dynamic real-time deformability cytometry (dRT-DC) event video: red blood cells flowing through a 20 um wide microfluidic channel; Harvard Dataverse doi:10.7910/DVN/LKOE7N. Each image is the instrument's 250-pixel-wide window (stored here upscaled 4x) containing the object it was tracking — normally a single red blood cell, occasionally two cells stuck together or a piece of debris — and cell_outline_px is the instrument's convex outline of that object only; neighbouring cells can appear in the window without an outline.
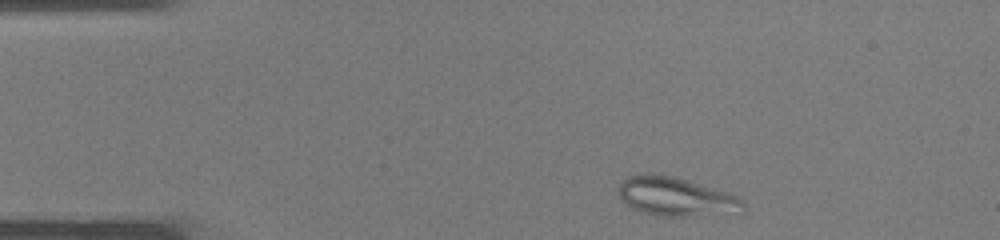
{"species": "common noctule bat (a hibernating species)", "species_latin": "Nyctalus noctula", "temperature_condition": "warm", "stored_images_in_passage": 33, "camera_frame_rate_fps": 3000, "um_per_image_px": 0.085, "animal": {"sex": "male", "body_mass_g": 19.0, "forearm_length_mm": 50.8}, "frame": {"image": 1, "passage_image": 2, "time_ms": 0.333, "image_size_px": [1000, 240], "cell_outline_px": [[744, 212], [740, 216], [660, 216], [640, 212], [632, 208], [620, 200], [616, 188], [628, 176], [652, 172], [672, 176], [688, 180], [732, 192], [744, 200]], "centroid_in_image_um": [57.57, 16.75], "position_along_channel_um": 27.4, "area_um2": 29.59}}
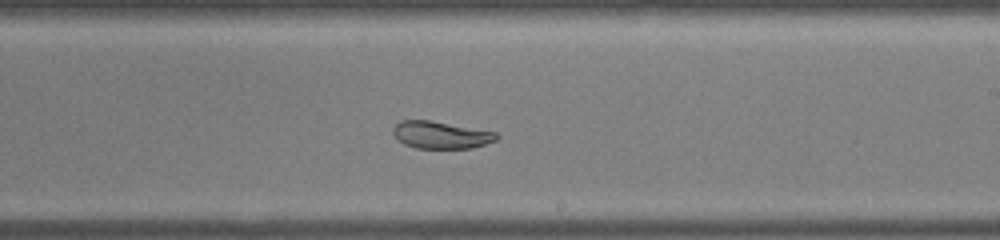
{"frame": {"image": 2, "passage_image": 18, "time_ms": 5.667, "image_size_px": [1000, 240], "cell_outline_px": [[500, 136], [496, 140], [472, 148], [416, 148], [404, 144], [392, 132], [392, 128], [400, 120], [428, 120], [496, 132]], "centroid_in_image_um": [37.47, 11.47], "position_along_channel_um": 251.5, "area_um2": 16.24}}
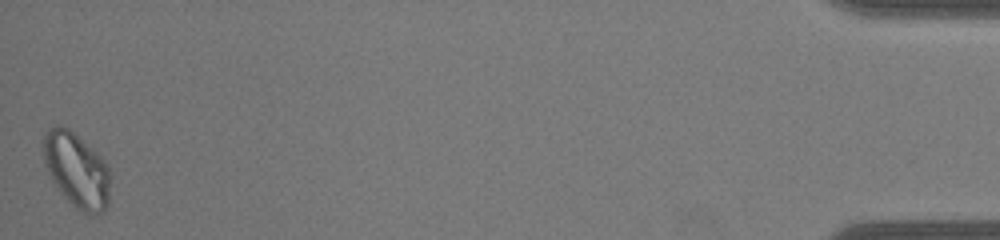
{"frame": {"image": 3, "passage_image": 33, "time_ms": 10.667, "image_size_px": [1000, 240], "cell_outline_px": [[112, 176], [108, 204], [104, 212], [100, 216], [92, 216], [76, 208], [60, 192], [52, 180], [44, 164], [40, 140], [44, 132], [48, 128], [56, 124], [68, 128], [92, 148], [108, 164]], "centroid_in_image_um": [6.51, 14.46], "position_along_channel_um": 428.7, "area_um2": 30.11}}